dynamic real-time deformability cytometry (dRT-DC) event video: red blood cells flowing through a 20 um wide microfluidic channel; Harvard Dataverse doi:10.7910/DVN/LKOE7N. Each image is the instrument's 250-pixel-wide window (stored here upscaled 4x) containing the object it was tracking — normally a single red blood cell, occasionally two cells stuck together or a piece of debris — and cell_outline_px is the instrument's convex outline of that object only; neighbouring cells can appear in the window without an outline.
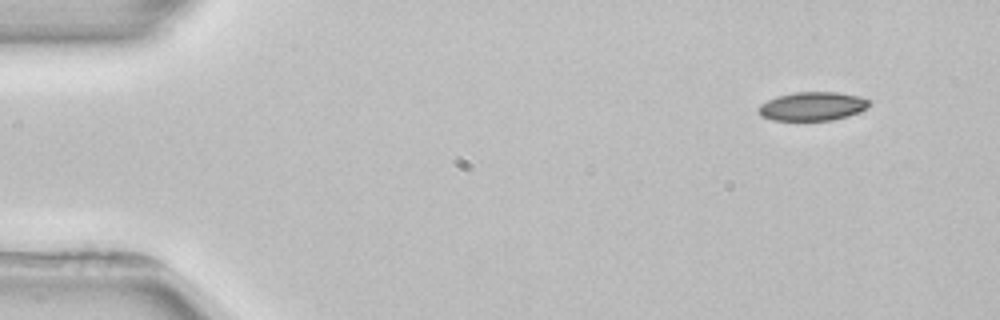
{"species": "common noctule bat (a hibernating species)", "species_latin": "Nyctalus noctula", "temperature_condition": "room temperature", "stored_images_in_passage": 4, "camera_frame_rate_fps": 3000, "um_per_image_px": 0.085, "animal": {"sex": "female", "body_mass_g": 22.7, "forearm_length_mm": 54.2}, "frame": {"image": 1, "passage_image": 1, "time_ms": 0.0, "image_size_px": [1000, 320], "cell_outline_px": [[868, 108], [848, 116], [832, 120], [772, 120], [760, 116], [756, 108], [760, 104], [776, 96], [796, 92], [836, 92], [860, 96], [868, 100]], "centroid_in_image_um": [69.02, 9.03], "position_along_channel_um": 16.0, "area_um2": 18.55}}
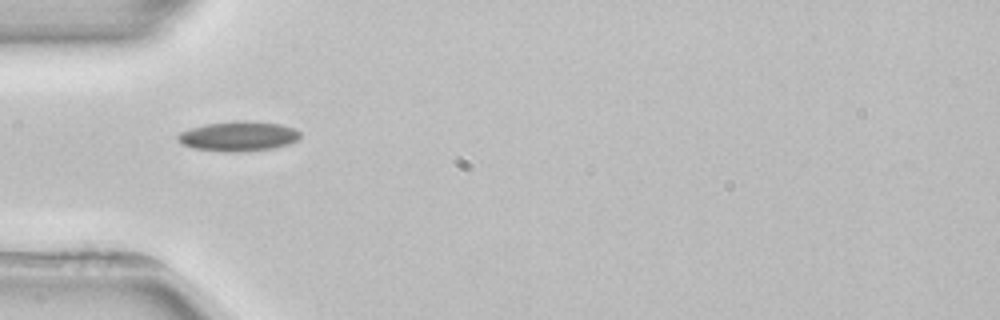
{"frame": {"image": 2, "passage_image": 4, "time_ms": 4.0, "image_size_px": [1000, 320], "cell_outline_px": [[300, 136], [296, 140], [288, 144], [272, 148], [240, 152], [220, 152], [192, 148], [180, 144], [176, 136], [180, 132], [192, 128], [208, 124], [236, 120], [244, 120], [280, 124], [296, 128], [300, 132]], "centroid_in_image_um": [20.24, 11.58], "position_along_channel_um": 64.8, "area_um2": 21.39}}